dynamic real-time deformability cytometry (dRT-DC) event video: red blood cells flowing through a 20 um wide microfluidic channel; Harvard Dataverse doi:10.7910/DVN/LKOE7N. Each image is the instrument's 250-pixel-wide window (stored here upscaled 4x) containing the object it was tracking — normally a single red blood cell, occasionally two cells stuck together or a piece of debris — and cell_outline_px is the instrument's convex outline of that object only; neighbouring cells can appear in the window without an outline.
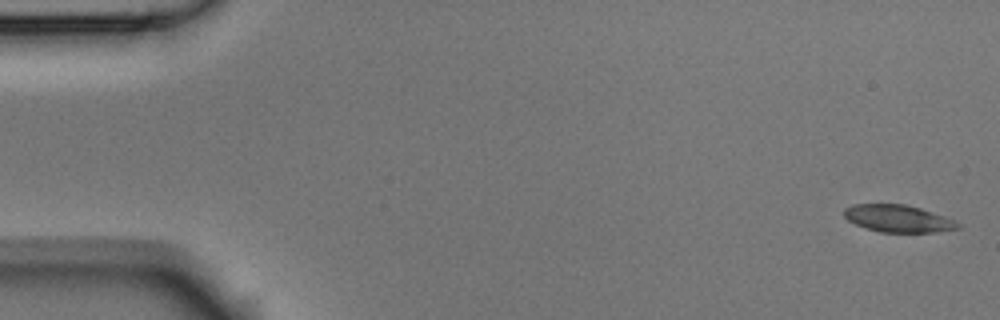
{"species": "Egyptian fruit bat (a non-hibernating species)", "species_latin": "Rousettus aegyptiacus", "temperature_condition": "room temperature", "stored_images_in_passage": 4, "camera_frame_rate_fps": 3000, "um_per_image_px": 0.085, "animal": {"sex": "male"}, "frame": {"image": 1, "passage_image": 1, "time_ms": 0.0, "image_size_px": [1000, 320], "cell_outline_px": [[960, 228], [936, 232], [880, 232], [864, 228], [848, 220], [844, 216], [844, 208], [852, 204], [904, 204], [920, 208], [956, 220], [960, 224]], "centroid_in_image_um": [76.33, 18.58], "position_along_channel_um": 8.7, "area_um2": 18.09}}
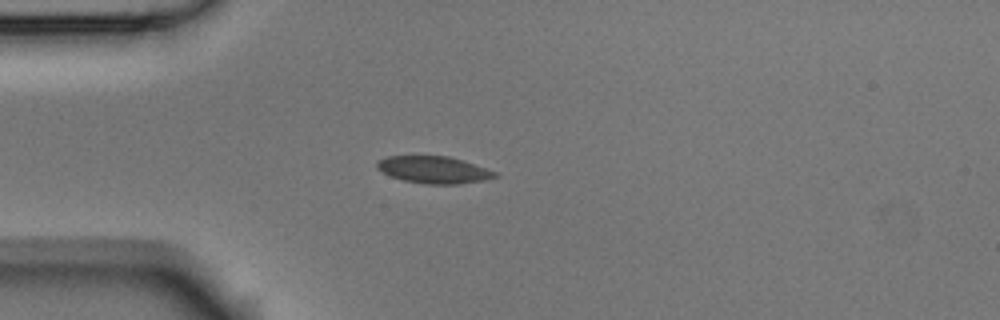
{"frame": {"image": 2, "passage_image": 4, "time_ms": 1.0, "image_size_px": [1000, 320], "cell_outline_px": [[500, 176], [488, 180], [460, 184], [424, 184], [404, 180], [392, 176], [376, 168], [376, 160], [388, 156], [448, 156], [496, 172]], "centroid_in_image_um": [36.87, 14.44], "position_along_channel_um": 48.1, "area_um2": 18.5}}